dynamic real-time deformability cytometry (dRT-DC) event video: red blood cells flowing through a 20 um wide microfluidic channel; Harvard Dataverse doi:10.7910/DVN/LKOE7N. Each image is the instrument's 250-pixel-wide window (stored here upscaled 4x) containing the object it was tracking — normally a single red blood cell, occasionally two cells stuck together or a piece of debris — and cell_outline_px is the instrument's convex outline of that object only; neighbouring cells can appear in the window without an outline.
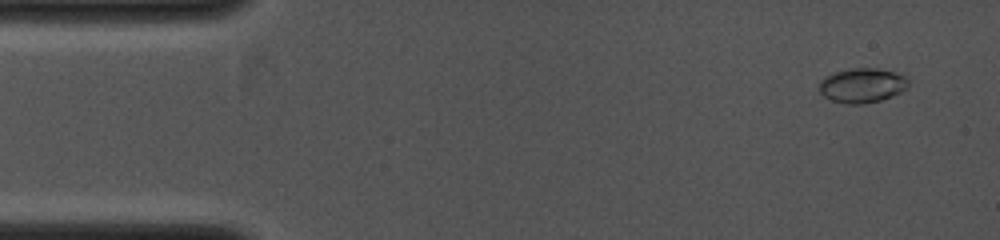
{"species": "common noctule bat (a hibernating species)", "species_latin": "Nyctalus noctula", "temperature_condition": "cold", "stored_images_in_passage": 6, "camera_frame_rate_fps": 4000, "um_per_image_px": 0.085, "animal": {"sex": "female", "body_mass_g": 19.0, "forearm_length_mm": 53.3}, "frame": {"image": 1, "passage_image": 1, "time_ms": 0.0, "image_size_px": [1000, 240], "cell_outline_px": [[908, 88], [892, 96], [880, 100], [864, 104], [844, 104], [832, 100], [824, 96], [820, 92], [820, 80], [824, 76], [836, 72], [852, 68], [876, 68], [892, 72], [904, 76], [908, 80]], "centroid_in_image_um": [73.27, 7.27], "position_along_channel_um": 11.7, "area_um2": 17.86}}
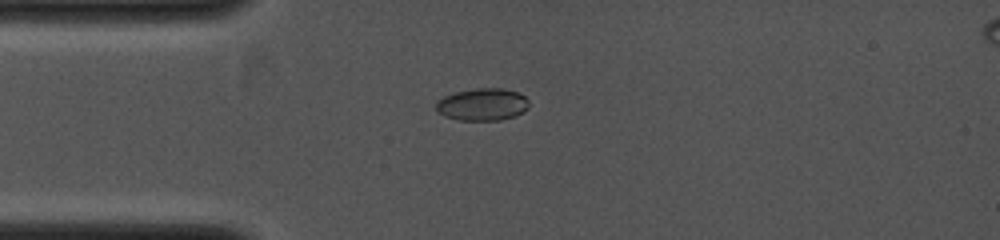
{"frame": {"image": 2, "passage_image": 5, "time_ms": 2.25, "image_size_px": [1000, 240], "cell_outline_px": [[528, 108], [516, 116], [500, 120], [460, 120], [444, 116], [436, 108], [436, 100], [444, 96], [456, 92], [476, 88], [500, 88], [516, 92], [524, 96], [528, 100]], "centroid_in_image_um": [41.0, 8.88], "position_along_channel_um": 44.0, "area_um2": 17.4}}